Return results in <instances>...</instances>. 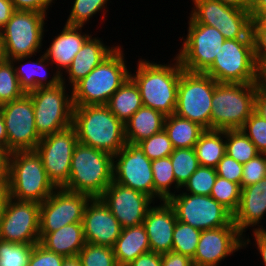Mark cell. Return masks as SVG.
Returning <instances> with one entry per match:
<instances>
[{
	"mask_svg": "<svg viewBox=\"0 0 266 266\" xmlns=\"http://www.w3.org/2000/svg\"><path fill=\"white\" fill-rule=\"evenodd\" d=\"M257 84L266 87V55L257 63Z\"/></svg>",
	"mask_w": 266,
	"mask_h": 266,
	"instance_id": "680465c9",
	"label": "cell"
},
{
	"mask_svg": "<svg viewBox=\"0 0 266 266\" xmlns=\"http://www.w3.org/2000/svg\"><path fill=\"white\" fill-rule=\"evenodd\" d=\"M8 138V151L35 150L41 137L39 136L34 117L31 97L26 93L20 99L1 105Z\"/></svg>",
	"mask_w": 266,
	"mask_h": 266,
	"instance_id": "2e32d148",
	"label": "cell"
},
{
	"mask_svg": "<svg viewBox=\"0 0 266 266\" xmlns=\"http://www.w3.org/2000/svg\"><path fill=\"white\" fill-rule=\"evenodd\" d=\"M128 266H162L161 254L155 252H147L139 255Z\"/></svg>",
	"mask_w": 266,
	"mask_h": 266,
	"instance_id": "f5cc1de1",
	"label": "cell"
},
{
	"mask_svg": "<svg viewBox=\"0 0 266 266\" xmlns=\"http://www.w3.org/2000/svg\"><path fill=\"white\" fill-rule=\"evenodd\" d=\"M47 15L33 11H15L0 30L3 57H33L42 50ZM41 49V50H40Z\"/></svg>",
	"mask_w": 266,
	"mask_h": 266,
	"instance_id": "52a82bcc",
	"label": "cell"
},
{
	"mask_svg": "<svg viewBox=\"0 0 266 266\" xmlns=\"http://www.w3.org/2000/svg\"><path fill=\"white\" fill-rule=\"evenodd\" d=\"M253 54L258 63L266 55V30H251Z\"/></svg>",
	"mask_w": 266,
	"mask_h": 266,
	"instance_id": "681fc988",
	"label": "cell"
},
{
	"mask_svg": "<svg viewBox=\"0 0 266 266\" xmlns=\"http://www.w3.org/2000/svg\"><path fill=\"white\" fill-rule=\"evenodd\" d=\"M108 1L110 0H74L65 24L84 27L99 12H102L101 15H103L101 18L105 20V17H107L106 14L109 11L107 10L109 8L107 7V4H109Z\"/></svg>",
	"mask_w": 266,
	"mask_h": 266,
	"instance_id": "e575fe53",
	"label": "cell"
},
{
	"mask_svg": "<svg viewBox=\"0 0 266 266\" xmlns=\"http://www.w3.org/2000/svg\"><path fill=\"white\" fill-rule=\"evenodd\" d=\"M62 266H82V265L77 255V256L65 257Z\"/></svg>",
	"mask_w": 266,
	"mask_h": 266,
	"instance_id": "be15d7a7",
	"label": "cell"
},
{
	"mask_svg": "<svg viewBox=\"0 0 266 266\" xmlns=\"http://www.w3.org/2000/svg\"><path fill=\"white\" fill-rule=\"evenodd\" d=\"M152 161L138 144L126 145L113 155V181L142 192L154 200Z\"/></svg>",
	"mask_w": 266,
	"mask_h": 266,
	"instance_id": "e0dca14e",
	"label": "cell"
},
{
	"mask_svg": "<svg viewBox=\"0 0 266 266\" xmlns=\"http://www.w3.org/2000/svg\"><path fill=\"white\" fill-rule=\"evenodd\" d=\"M90 198L87 194L56 188L45 201L40 203V240L47 233L69 224L82 222Z\"/></svg>",
	"mask_w": 266,
	"mask_h": 266,
	"instance_id": "9a60e30c",
	"label": "cell"
},
{
	"mask_svg": "<svg viewBox=\"0 0 266 266\" xmlns=\"http://www.w3.org/2000/svg\"><path fill=\"white\" fill-rule=\"evenodd\" d=\"M250 9H266V0H251Z\"/></svg>",
	"mask_w": 266,
	"mask_h": 266,
	"instance_id": "e7e4bbea",
	"label": "cell"
},
{
	"mask_svg": "<svg viewBox=\"0 0 266 266\" xmlns=\"http://www.w3.org/2000/svg\"><path fill=\"white\" fill-rule=\"evenodd\" d=\"M251 30H266V9H250Z\"/></svg>",
	"mask_w": 266,
	"mask_h": 266,
	"instance_id": "11a10c76",
	"label": "cell"
},
{
	"mask_svg": "<svg viewBox=\"0 0 266 266\" xmlns=\"http://www.w3.org/2000/svg\"><path fill=\"white\" fill-rule=\"evenodd\" d=\"M190 19L215 27L225 39H252L250 10L227 6L218 0H191Z\"/></svg>",
	"mask_w": 266,
	"mask_h": 266,
	"instance_id": "4fadbf2b",
	"label": "cell"
},
{
	"mask_svg": "<svg viewBox=\"0 0 266 266\" xmlns=\"http://www.w3.org/2000/svg\"><path fill=\"white\" fill-rule=\"evenodd\" d=\"M66 86L61 82L56 86L37 88L27 93L32 99L35 126L41 138L72 126V88L70 90Z\"/></svg>",
	"mask_w": 266,
	"mask_h": 266,
	"instance_id": "ba28073f",
	"label": "cell"
},
{
	"mask_svg": "<svg viewBox=\"0 0 266 266\" xmlns=\"http://www.w3.org/2000/svg\"><path fill=\"white\" fill-rule=\"evenodd\" d=\"M166 116L152 108L142 106L124 124L125 140L138 144L164 129Z\"/></svg>",
	"mask_w": 266,
	"mask_h": 266,
	"instance_id": "f1b7e54d",
	"label": "cell"
},
{
	"mask_svg": "<svg viewBox=\"0 0 266 266\" xmlns=\"http://www.w3.org/2000/svg\"><path fill=\"white\" fill-rule=\"evenodd\" d=\"M202 231L181 221L173 232L172 251L193 259Z\"/></svg>",
	"mask_w": 266,
	"mask_h": 266,
	"instance_id": "8d00e7d4",
	"label": "cell"
},
{
	"mask_svg": "<svg viewBox=\"0 0 266 266\" xmlns=\"http://www.w3.org/2000/svg\"><path fill=\"white\" fill-rule=\"evenodd\" d=\"M265 215L266 177L255 184L242 188L240 205L233 214V222L238 231L243 235V248L252 244L249 235L247 237L245 232L251 227L253 231L264 229L265 227L261 226L260 223H262L261 220L264 219Z\"/></svg>",
	"mask_w": 266,
	"mask_h": 266,
	"instance_id": "7402d4cb",
	"label": "cell"
},
{
	"mask_svg": "<svg viewBox=\"0 0 266 266\" xmlns=\"http://www.w3.org/2000/svg\"><path fill=\"white\" fill-rule=\"evenodd\" d=\"M161 259L162 266H194L192 259L173 251L161 254Z\"/></svg>",
	"mask_w": 266,
	"mask_h": 266,
	"instance_id": "816d5d0a",
	"label": "cell"
},
{
	"mask_svg": "<svg viewBox=\"0 0 266 266\" xmlns=\"http://www.w3.org/2000/svg\"><path fill=\"white\" fill-rule=\"evenodd\" d=\"M83 26H70L64 24V27L53 40H51L49 48L44 52V55L53 65L48 69L55 70L62 75L64 71L72 63L75 55L82 48L85 41L92 35L83 32ZM64 70V71H63Z\"/></svg>",
	"mask_w": 266,
	"mask_h": 266,
	"instance_id": "cb8c5ba5",
	"label": "cell"
},
{
	"mask_svg": "<svg viewBox=\"0 0 266 266\" xmlns=\"http://www.w3.org/2000/svg\"><path fill=\"white\" fill-rule=\"evenodd\" d=\"M78 143L73 126L42 137L36 147L41 156L48 179L56 188H63L70 177L72 154Z\"/></svg>",
	"mask_w": 266,
	"mask_h": 266,
	"instance_id": "5bb4252c",
	"label": "cell"
},
{
	"mask_svg": "<svg viewBox=\"0 0 266 266\" xmlns=\"http://www.w3.org/2000/svg\"><path fill=\"white\" fill-rule=\"evenodd\" d=\"M9 167L0 174V219L10 199Z\"/></svg>",
	"mask_w": 266,
	"mask_h": 266,
	"instance_id": "f907efd6",
	"label": "cell"
},
{
	"mask_svg": "<svg viewBox=\"0 0 266 266\" xmlns=\"http://www.w3.org/2000/svg\"><path fill=\"white\" fill-rule=\"evenodd\" d=\"M10 152L3 147H0V174L9 167Z\"/></svg>",
	"mask_w": 266,
	"mask_h": 266,
	"instance_id": "6125c7cd",
	"label": "cell"
},
{
	"mask_svg": "<svg viewBox=\"0 0 266 266\" xmlns=\"http://www.w3.org/2000/svg\"><path fill=\"white\" fill-rule=\"evenodd\" d=\"M123 46L118 47L86 77L72 87L73 105H107L110 97L130 77Z\"/></svg>",
	"mask_w": 266,
	"mask_h": 266,
	"instance_id": "3957f363",
	"label": "cell"
},
{
	"mask_svg": "<svg viewBox=\"0 0 266 266\" xmlns=\"http://www.w3.org/2000/svg\"><path fill=\"white\" fill-rule=\"evenodd\" d=\"M138 145L151 161L168 157L174 150L171 140L164 129L139 142Z\"/></svg>",
	"mask_w": 266,
	"mask_h": 266,
	"instance_id": "7bdbcfd3",
	"label": "cell"
},
{
	"mask_svg": "<svg viewBox=\"0 0 266 266\" xmlns=\"http://www.w3.org/2000/svg\"><path fill=\"white\" fill-rule=\"evenodd\" d=\"M216 178V168L200 165L183 185L181 191L183 193L210 196Z\"/></svg>",
	"mask_w": 266,
	"mask_h": 266,
	"instance_id": "ab89813d",
	"label": "cell"
},
{
	"mask_svg": "<svg viewBox=\"0 0 266 266\" xmlns=\"http://www.w3.org/2000/svg\"><path fill=\"white\" fill-rule=\"evenodd\" d=\"M227 6L234 7L240 10H250L251 0H218Z\"/></svg>",
	"mask_w": 266,
	"mask_h": 266,
	"instance_id": "91938a15",
	"label": "cell"
},
{
	"mask_svg": "<svg viewBox=\"0 0 266 266\" xmlns=\"http://www.w3.org/2000/svg\"><path fill=\"white\" fill-rule=\"evenodd\" d=\"M29 58L31 59L32 57H17L10 60L14 66L20 86L25 93L36 90L37 88L56 86L62 82L61 75L56 70H53L52 77H48L49 71H47V68L49 64L50 66L52 64L44 53L38 57L37 61H31Z\"/></svg>",
	"mask_w": 266,
	"mask_h": 266,
	"instance_id": "484cf974",
	"label": "cell"
},
{
	"mask_svg": "<svg viewBox=\"0 0 266 266\" xmlns=\"http://www.w3.org/2000/svg\"><path fill=\"white\" fill-rule=\"evenodd\" d=\"M164 130L174 149L194 148L201 134L206 130L196 122L182 118L175 113L166 116Z\"/></svg>",
	"mask_w": 266,
	"mask_h": 266,
	"instance_id": "4dcf8cb0",
	"label": "cell"
},
{
	"mask_svg": "<svg viewBox=\"0 0 266 266\" xmlns=\"http://www.w3.org/2000/svg\"><path fill=\"white\" fill-rule=\"evenodd\" d=\"M204 74L218 83H257L252 39H226Z\"/></svg>",
	"mask_w": 266,
	"mask_h": 266,
	"instance_id": "9c48e42d",
	"label": "cell"
},
{
	"mask_svg": "<svg viewBox=\"0 0 266 266\" xmlns=\"http://www.w3.org/2000/svg\"><path fill=\"white\" fill-rule=\"evenodd\" d=\"M34 246L0 240V266H28Z\"/></svg>",
	"mask_w": 266,
	"mask_h": 266,
	"instance_id": "60d3db41",
	"label": "cell"
},
{
	"mask_svg": "<svg viewBox=\"0 0 266 266\" xmlns=\"http://www.w3.org/2000/svg\"><path fill=\"white\" fill-rule=\"evenodd\" d=\"M113 250L118 266H128L139 255L150 252L149 238L144 225L123 228Z\"/></svg>",
	"mask_w": 266,
	"mask_h": 266,
	"instance_id": "83f0119b",
	"label": "cell"
},
{
	"mask_svg": "<svg viewBox=\"0 0 266 266\" xmlns=\"http://www.w3.org/2000/svg\"><path fill=\"white\" fill-rule=\"evenodd\" d=\"M170 159L176 183L182 188L200 166L195 150L194 148L174 149Z\"/></svg>",
	"mask_w": 266,
	"mask_h": 266,
	"instance_id": "d590c367",
	"label": "cell"
},
{
	"mask_svg": "<svg viewBox=\"0 0 266 266\" xmlns=\"http://www.w3.org/2000/svg\"><path fill=\"white\" fill-rule=\"evenodd\" d=\"M216 82L204 73H181L175 114L211 129L212 98Z\"/></svg>",
	"mask_w": 266,
	"mask_h": 266,
	"instance_id": "30bf717a",
	"label": "cell"
},
{
	"mask_svg": "<svg viewBox=\"0 0 266 266\" xmlns=\"http://www.w3.org/2000/svg\"><path fill=\"white\" fill-rule=\"evenodd\" d=\"M107 106L125 124L143 106L136 83L129 77L110 97Z\"/></svg>",
	"mask_w": 266,
	"mask_h": 266,
	"instance_id": "f546056e",
	"label": "cell"
},
{
	"mask_svg": "<svg viewBox=\"0 0 266 266\" xmlns=\"http://www.w3.org/2000/svg\"><path fill=\"white\" fill-rule=\"evenodd\" d=\"M55 0H11L17 11H33L48 14Z\"/></svg>",
	"mask_w": 266,
	"mask_h": 266,
	"instance_id": "c3c4849f",
	"label": "cell"
},
{
	"mask_svg": "<svg viewBox=\"0 0 266 266\" xmlns=\"http://www.w3.org/2000/svg\"><path fill=\"white\" fill-rule=\"evenodd\" d=\"M254 111L266 120V87L258 84L255 92Z\"/></svg>",
	"mask_w": 266,
	"mask_h": 266,
	"instance_id": "db71d44e",
	"label": "cell"
},
{
	"mask_svg": "<svg viewBox=\"0 0 266 266\" xmlns=\"http://www.w3.org/2000/svg\"><path fill=\"white\" fill-rule=\"evenodd\" d=\"M184 37L181 38L183 43L175 56L184 71L191 73H204L213 64L226 40L215 27L194 23L190 19Z\"/></svg>",
	"mask_w": 266,
	"mask_h": 266,
	"instance_id": "8fae6325",
	"label": "cell"
},
{
	"mask_svg": "<svg viewBox=\"0 0 266 266\" xmlns=\"http://www.w3.org/2000/svg\"><path fill=\"white\" fill-rule=\"evenodd\" d=\"M154 180V201H167L177 194L181 187L176 183L170 156L152 160ZM175 189L174 192L171 189Z\"/></svg>",
	"mask_w": 266,
	"mask_h": 266,
	"instance_id": "d6a6232c",
	"label": "cell"
},
{
	"mask_svg": "<svg viewBox=\"0 0 266 266\" xmlns=\"http://www.w3.org/2000/svg\"><path fill=\"white\" fill-rule=\"evenodd\" d=\"M40 203L10 198L0 219V240L12 243L40 242Z\"/></svg>",
	"mask_w": 266,
	"mask_h": 266,
	"instance_id": "ac0fdd59",
	"label": "cell"
},
{
	"mask_svg": "<svg viewBox=\"0 0 266 266\" xmlns=\"http://www.w3.org/2000/svg\"><path fill=\"white\" fill-rule=\"evenodd\" d=\"M257 83H217L214 89L211 129H241L254 112Z\"/></svg>",
	"mask_w": 266,
	"mask_h": 266,
	"instance_id": "8992f818",
	"label": "cell"
},
{
	"mask_svg": "<svg viewBox=\"0 0 266 266\" xmlns=\"http://www.w3.org/2000/svg\"><path fill=\"white\" fill-rule=\"evenodd\" d=\"M143 221L151 252L165 254L172 251L173 232L177 222L173 207L168 201L152 204Z\"/></svg>",
	"mask_w": 266,
	"mask_h": 266,
	"instance_id": "603a6c76",
	"label": "cell"
},
{
	"mask_svg": "<svg viewBox=\"0 0 266 266\" xmlns=\"http://www.w3.org/2000/svg\"><path fill=\"white\" fill-rule=\"evenodd\" d=\"M10 197L18 201L42 203L56 189L48 179L36 150L15 151L9 155Z\"/></svg>",
	"mask_w": 266,
	"mask_h": 266,
	"instance_id": "5b68a950",
	"label": "cell"
},
{
	"mask_svg": "<svg viewBox=\"0 0 266 266\" xmlns=\"http://www.w3.org/2000/svg\"><path fill=\"white\" fill-rule=\"evenodd\" d=\"M4 59L3 57V50H2V42H1V37H0V62Z\"/></svg>",
	"mask_w": 266,
	"mask_h": 266,
	"instance_id": "03108f58",
	"label": "cell"
},
{
	"mask_svg": "<svg viewBox=\"0 0 266 266\" xmlns=\"http://www.w3.org/2000/svg\"><path fill=\"white\" fill-rule=\"evenodd\" d=\"M226 154L244 165L259 154L254 143L241 129L225 130Z\"/></svg>",
	"mask_w": 266,
	"mask_h": 266,
	"instance_id": "836d02e7",
	"label": "cell"
},
{
	"mask_svg": "<svg viewBox=\"0 0 266 266\" xmlns=\"http://www.w3.org/2000/svg\"><path fill=\"white\" fill-rule=\"evenodd\" d=\"M199 165L216 168L226 154L225 130L206 129L194 147Z\"/></svg>",
	"mask_w": 266,
	"mask_h": 266,
	"instance_id": "1f68e13d",
	"label": "cell"
},
{
	"mask_svg": "<svg viewBox=\"0 0 266 266\" xmlns=\"http://www.w3.org/2000/svg\"><path fill=\"white\" fill-rule=\"evenodd\" d=\"M243 248V235L234 222L216 229L203 230L192 259L194 266H220L228 256Z\"/></svg>",
	"mask_w": 266,
	"mask_h": 266,
	"instance_id": "ffe728a7",
	"label": "cell"
},
{
	"mask_svg": "<svg viewBox=\"0 0 266 266\" xmlns=\"http://www.w3.org/2000/svg\"><path fill=\"white\" fill-rule=\"evenodd\" d=\"M39 243L47 250L64 257L77 256L86 244L83 224L73 223L47 233Z\"/></svg>",
	"mask_w": 266,
	"mask_h": 266,
	"instance_id": "4316f807",
	"label": "cell"
},
{
	"mask_svg": "<svg viewBox=\"0 0 266 266\" xmlns=\"http://www.w3.org/2000/svg\"><path fill=\"white\" fill-rule=\"evenodd\" d=\"M169 62L161 64L141 57L135 72H130V78L138 86L143 106L159 111L165 116L175 113L179 79L184 71L176 56Z\"/></svg>",
	"mask_w": 266,
	"mask_h": 266,
	"instance_id": "6da1fadb",
	"label": "cell"
},
{
	"mask_svg": "<svg viewBox=\"0 0 266 266\" xmlns=\"http://www.w3.org/2000/svg\"><path fill=\"white\" fill-rule=\"evenodd\" d=\"M178 192L167 200L178 221L201 231L227 226L233 221V214L211 196Z\"/></svg>",
	"mask_w": 266,
	"mask_h": 266,
	"instance_id": "7c38bea8",
	"label": "cell"
},
{
	"mask_svg": "<svg viewBox=\"0 0 266 266\" xmlns=\"http://www.w3.org/2000/svg\"><path fill=\"white\" fill-rule=\"evenodd\" d=\"M243 165L227 154L219 161L216 172L217 176L235 182L241 186Z\"/></svg>",
	"mask_w": 266,
	"mask_h": 266,
	"instance_id": "7dc6e473",
	"label": "cell"
},
{
	"mask_svg": "<svg viewBox=\"0 0 266 266\" xmlns=\"http://www.w3.org/2000/svg\"><path fill=\"white\" fill-rule=\"evenodd\" d=\"M100 198L122 228L143 224L151 204L156 202L148 195L114 181L105 189Z\"/></svg>",
	"mask_w": 266,
	"mask_h": 266,
	"instance_id": "d6986e66",
	"label": "cell"
},
{
	"mask_svg": "<svg viewBox=\"0 0 266 266\" xmlns=\"http://www.w3.org/2000/svg\"><path fill=\"white\" fill-rule=\"evenodd\" d=\"M241 190L239 184L217 176L210 196L234 214L240 205Z\"/></svg>",
	"mask_w": 266,
	"mask_h": 266,
	"instance_id": "f35d334b",
	"label": "cell"
},
{
	"mask_svg": "<svg viewBox=\"0 0 266 266\" xmlns=\"http://www.w3.org/2000/svg\"><path fill=\"white\" fill-rule=\"evenodd\" d=\"M255 240V245L260 254L261 259L263 260V265L266 266V234L262 230L252 231L251 234Z\"/></svg>",
	"mask_w": 266,
	"mask_h": 266,
	"instance_id": "9f6ffc18",
	"label": "cell"
},
{
	"mask_svg": "<svg viewBox=\"0 0 266 266\" xmlns=\"http://www.w3.org/2000/svg\"><path fill=\"white\" fill-rule=\"evenodd\" d=\"M241 130L254 143L259 153L266 154V120L264 118L254 111Z\"/></svg>",
	"mask_w": 266,
	"mask_h": 266,
	"instance_id": "ee69618b",
	"label": "cell"
},
{
	"mask_svg": "<svg viewBox=\"0 0 266 266\" xmlns=\"http://www.w3.org/2000/svg\"><path fill=\"white\" fill-rule=\"evenodd\" d=\"M86 243L113 248L122 226L100 197L90 198L83 214Z\"/></svg>",
	"mask_w": 266,
	"mask_h": 266,
	"instance_id": "44dd1931",
	"label": "cell"
},
{
	"mask_svg": "<svg viewBox=\"0 0 266 266\" xmlns=\"http://www.w3.org/2000/svg\"><path fill=\"white\" fill-rule=\"evenodd\" d=\"M266 177V154L259 153L243 165L241 188L259 182Z\"/></svg>",
	"mask_w": 266,
	"mask_h": 266,
	"instance_id": "f6af8a7d",
	"label": "cell"
},
{
	"mask_svg": "<svg viewBox=\"0 0 266 266\" xmlns=\"http://www.w3.org/2000/svg\"><path fill=\"white\" fill-rule=\"evenodd\" d=\"M91 35L83 44L82 48L75 55L72 63L61 75V81L72 88L82 78L86 77L96 66L107 58L118 45H106L104 41L97 36ZM68 75L65 79V76Z\"/></svg>",
	"mask_w": 266,
	"mask_h": 266,
	"instance_id": "d4e9b609",
	"label": "cell"
},
{
	"mask_svg": "<svg viewBox=\"0 0 266 266\" xmlns=\"http://www.w3.org/2000/svg\"><path fill=\"white\" fill-rule=\"evenodd\" d=\"M0 147H3L4 149L8 150L7 131L1 111H0Z\"/></svg>",
	"mask_w": 266,
	"mask_h": 266,
	"instance_id": "94428289",
	"label": "cell"
},
{
	"mask_svg": "<svg viewBox=\"0 0 266 266\" xmlns=\"http://www.w3.org/2000/svg\"><path fill=\"white\" fill-rule=\"evenodd\" d=\"M82 266H118L111 247L86 243L78 254Z\"/></svg>",
	"mask_w": 266,
	"mask_h": 266,
	"instance_id": "b9f144b4",
	"label": "cell"
},
{
	"mask_svg": "<svg viewBox=\"0 0 266 266\" xmlns=\"http://www.w3.org/2000/svg\"><path fill=\"white\" fill-rule=\"evenodd\" d=\"M113 181V155L81 143L74 147L70 177L63 187L91 198L100 197Z\"/></svg>",
	"mask_w": 266,
	"mask_h": 266,
	"instance_id": "277c9868",
	"label": "cell"
},
{
	"mask_svg": "<svg viewBox=\"0 0 266 266\" xmlns=\"http://www.w3.org/2000/svg\"><path fill=\"white\" fill-rule=\"evenodd\" d=\"M25 94L17 79L12 62L3 59L0 62V105L20 99Z\"/></svg>",
	"mask_w": 266,
	"mask_h": 266,
	"instance_id": "74e56055",
	"label": "cell"
},
{
	"mask_svg": "<svg viewBox=\"0 0 266 266\" xmlns=\"http://www.w3.org/2000/svg\"><path fill=\"white\" fill-rule=\"evenodd\" d=\"M15 11L11 0H0V30L7 24Z\"/></svg>",
	"mask_w": 266,
	"mask_h": 266,
	"instance_id": "6f0895ef",
	"label": "cell"
},
{
	"mask_svg": "<svg viewBox=\"0 0 266 266\" xmlns=\"http://www.w3.org/2000/svg\"><path fill=\"white\" fill-rule=\"evenodd\" d=\"M72 126L79 143L112 155L126 145L124 124L107 105L74 106Z\"/></svg>",
	"mask_w": 266,
	"mask_h": 266,
	"instance_id": "7a4b0ae2",
	"label": "cell"
},
{
	"mask_svg": "<svg viewBox=\"0 0 266 266\" xmlns=\"http://www.w3.org/2000/svg\"><path fill=\"white\" fill-rule=\"evenodd\" d=\"M64 258L37 243L30 255L28 266H62Z\"/></svg>",
	"mask_w": 266,
	"mask_h": 266,
	"instance_id": "bcb514c9",
	"label": "cell"
}]
</instances>
